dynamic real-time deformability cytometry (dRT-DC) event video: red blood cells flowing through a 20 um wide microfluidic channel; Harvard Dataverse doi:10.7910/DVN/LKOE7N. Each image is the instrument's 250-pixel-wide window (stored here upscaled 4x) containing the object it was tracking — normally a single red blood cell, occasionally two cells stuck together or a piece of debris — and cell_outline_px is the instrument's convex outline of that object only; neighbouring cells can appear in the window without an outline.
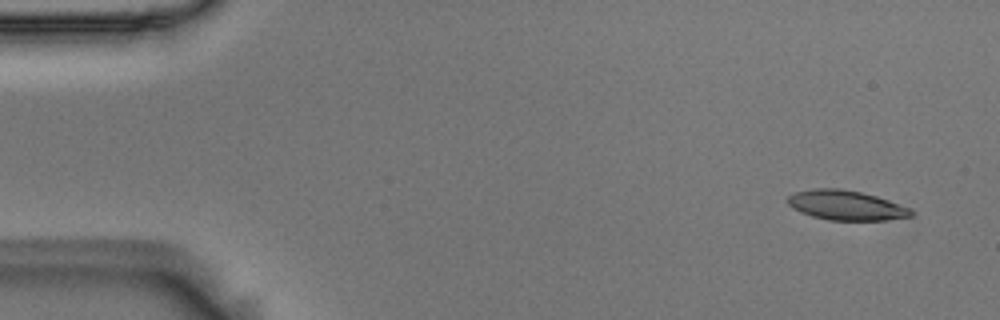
{"species": "Egyptian fruit bat (a non-hibernating species)", "species_latin": "Rousettus aegyptiacus", "temperature_condition": "room temperature", "stored_images_in_passage": 7, "camera_frame_rate_fps": 3000, "um_per_image_px": 0.085, "animal": {"sex": "male"}, "frame": {"image": 1, "passage_image": 1, "time_ms": 0.0, "image_size_px": [1000, 320], "cell_outline_px": [[912, 216], [888, 220], [828, 220], [812, 216], [800, 212], [792, 208], [788, 204], [788, 196], [796, 192], [812, 188], [840, 188], [860, 192], [876, 196], [888, 200], [908, 208], [912, 212]], "centroid_in_image_um": [71.87, 17.45], "position_along_channel_um": 13.1, "area_um2": 21.21}}
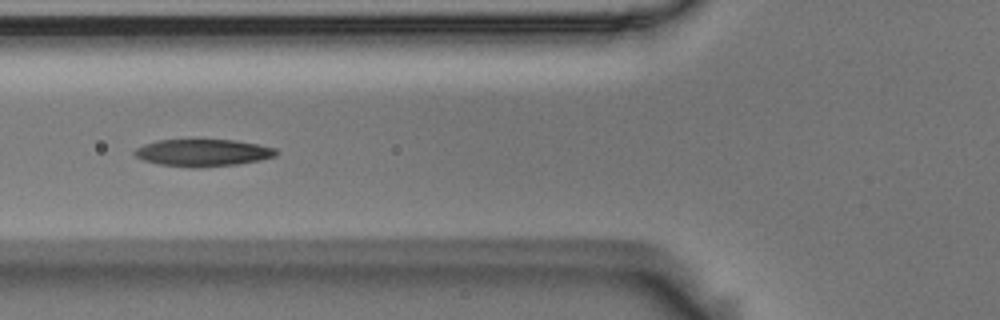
{"frame": {"image": 2, "passage_image": 6, "time_ms": 1.667, "image_size_px": [1000, 320], "cell_outline_px": [[280, 152], [276, 156], [260, 160], [236, 164], [200, 168], [192, 168], [160, 164], [144, 160], [136, 156], [132, 152], [136, 148], [144, 144], [156, 140], [236, 140], [260, 144], [276, 148]], "centroid_in_image_um": [17.28, 12.98], "position_along_channel_um": 108.5, "area_um2": 22.54}}
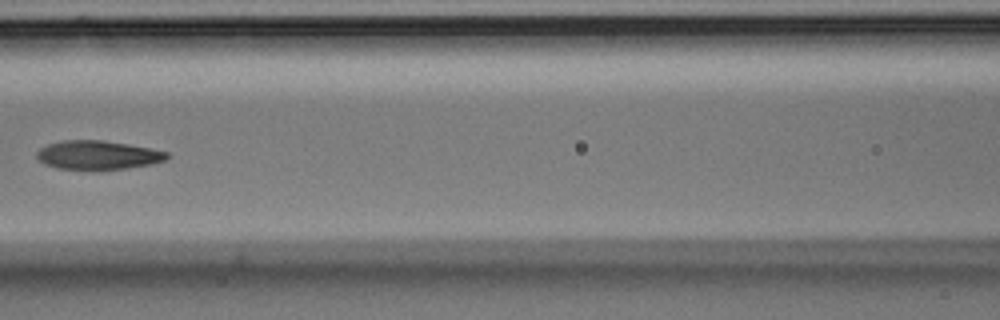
{"frame": {"image": 3, "passage_image": 7, "time_ms": 2.0, "image_size_px": [1000, 320], "cell_outline_px": [[168, 156], [164, 160], [152, 164], [128, 168], [96, 172], [56, 168], [44, 164], [36, 156], [36, 152], [40, 148], [48, 144], [60, 140], [104, 140], [128, 144], [168, 152]], "centroid_in_image_um": [8.27, 13.21], "position_along_channel_um": 158.3, "area_um2": 22.48}}